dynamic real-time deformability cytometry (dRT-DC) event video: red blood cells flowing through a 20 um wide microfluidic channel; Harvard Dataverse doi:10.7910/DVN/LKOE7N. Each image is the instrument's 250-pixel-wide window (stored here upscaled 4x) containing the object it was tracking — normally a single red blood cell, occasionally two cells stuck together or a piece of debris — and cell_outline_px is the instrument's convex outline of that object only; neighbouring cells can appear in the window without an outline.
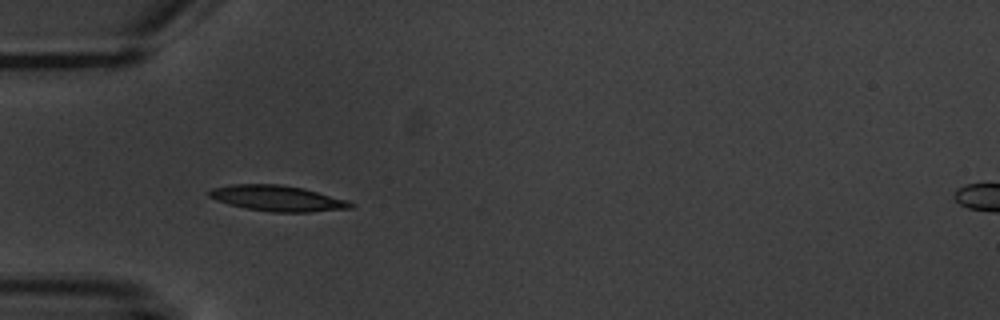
{"species": "common noctule bat (a hibernating species)", "species_latin": "Nyctalus noctula", "temperature_condition": "warm", "stored_images_in_passage": 4, "camera_frame_rate_fps": 3000, "um_per_image_px": 0.085, "animal": {"sex": "male", "body_mass_g": 20.1, "forearm_length_mm": 53.5}, "frame": {"image": 1, "passage_image": 3, "time_ms": 4.0, "image_size_px": [1000, 320], "cell_outline_px": [[352, 208], [308, 212], [272, 212], [244, 208], [228, 204], [216, 200], [208, 196], [208, 192], [212, 188], [232, 184], [280, 184], [304, 188], [348, 200], [352, 204]], "centroid_in_image_um": [23.56, 16.85], "position_along_channel_um": 61.4, "area_um2": 21.21}}